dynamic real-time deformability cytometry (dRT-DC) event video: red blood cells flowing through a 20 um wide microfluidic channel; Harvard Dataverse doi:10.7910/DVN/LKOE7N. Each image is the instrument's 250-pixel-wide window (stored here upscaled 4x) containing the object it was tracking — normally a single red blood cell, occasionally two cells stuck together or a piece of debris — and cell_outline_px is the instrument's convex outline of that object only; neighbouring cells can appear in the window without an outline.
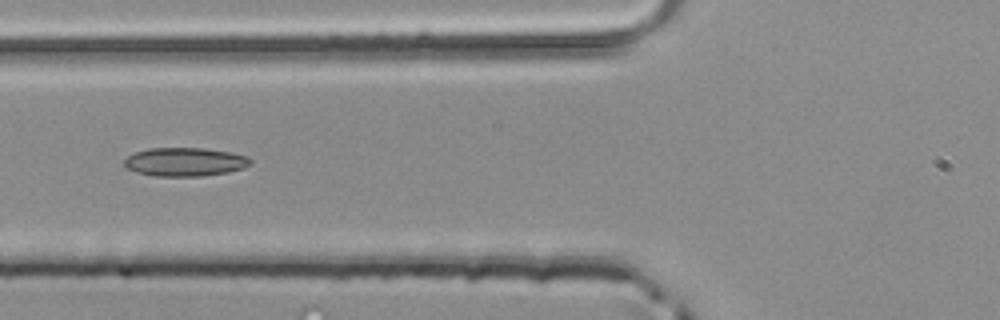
{"species": "common noctule bat (a hibernating species)", "species_latin": "Nyctalus noctula", "temperature_condition": "room temperature", "stored_images_in_passage": 35, "camera_frame_rate_fps": 3000, "um_per_image_px": 0.085, "animal": {"sex": "male", "body_mass_g": 20.4}, "frame": {"image": 1, "passage_image": 8, "time_ms": 2.333, "image_size_px": [1000, 320], "cell_outline_px": [[252, 164], [244, 168], [228, 172], [204, 176], [156, 176], [136, 172], [128, 168], [124, 164], [124, 160], [128, 156], [136, 152], [148, 148], [204, 148], [232, 152], [248, 156], [252, 160]], "centroid_in_image_um": [15.77, 13.76], "position_along_channel_um": 110.0, "area_um2": 21.15}}
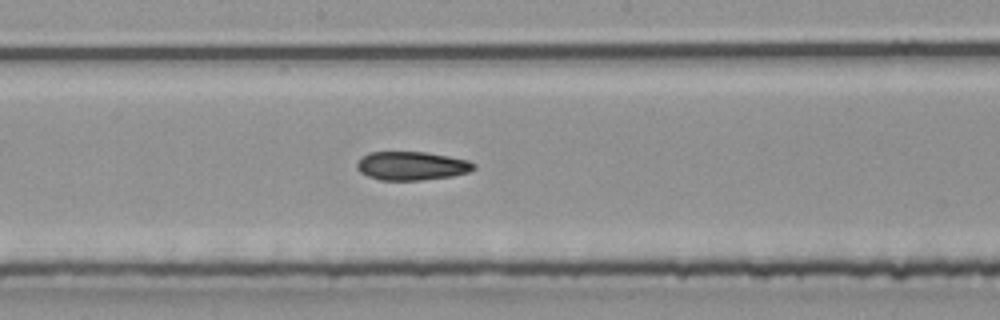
{"frame": {"image": 2, "passage_image": 15, "time_ms": 4.667, "image_size_px": [1000, 320], "cell_outline_px": [[476, 168], [468, 172], [452, 176], [420, 180], [380, 180], [368, 176], [360, 172], [356, 168], [356, 164], [360, 156], [368, 152], [428, 152], [468, 160], [476, 164]], "centroid_in_image_um": [34.97, 14.09], "position_along_channel_um": 213.2, "area_um2": 19.65}}
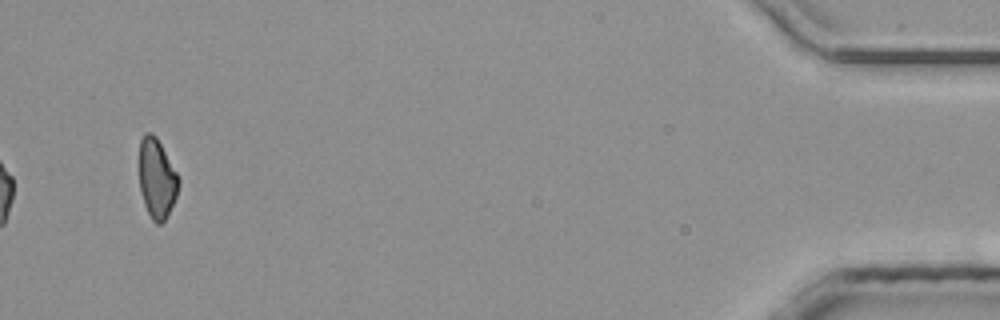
{"frame": {"image": 3, "passage_image": 35, "time_ms": 11.333, "image_size_px": [1000, 320], "cell_outline_px": [[180, 184], [176, 196], [164, 220], [160, 224], [156, 224], [152, 220], [144, 204], [140, 192], [140, 140], [144, 132], [152, 132], [156, 136], [176, 172], [180, 180]], "centroid_in_image_um": [13.32, 15.16], "position_along_channel_um": 421.9, "area_um2": 18.03}}